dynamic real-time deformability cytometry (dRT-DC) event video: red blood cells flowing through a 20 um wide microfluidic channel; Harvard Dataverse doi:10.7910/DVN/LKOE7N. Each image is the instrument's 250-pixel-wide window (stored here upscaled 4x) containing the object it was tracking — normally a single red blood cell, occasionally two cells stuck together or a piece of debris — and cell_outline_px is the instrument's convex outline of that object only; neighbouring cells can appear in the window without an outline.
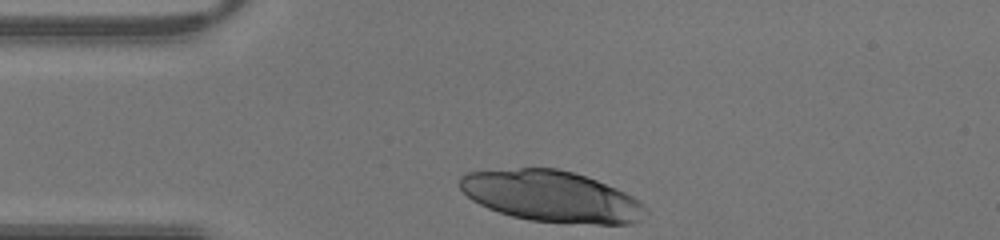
{"species": "human", "species_latin": "Homo sapiens", "temperature_condition": "warm", "stored_images_in_passage": 24, "camera_frame_rate_fps": 3000, "um_per_image_px": 0.085, "donor": {"sex": "male"}, "frame": {"image": 1, "passage_image": 1, "time_ms": 0.0, "image_size_px": [1000, 240], "cell_outline_px": [[648, 212], [640, 220], [632, 224], [568, 224], [528, 220], [512, 216], [488, 208], [472, 200], [460, 188], [460, 176], [468, 172], [520, 168], [556, 168], [572, 172], [596, 180], [616, 188], [640, 200], [648, 208]], "centroid_in_image_um": [46.91, 16.71], "position_along_channel_um": 38.1, "area_um2": 55.6}}
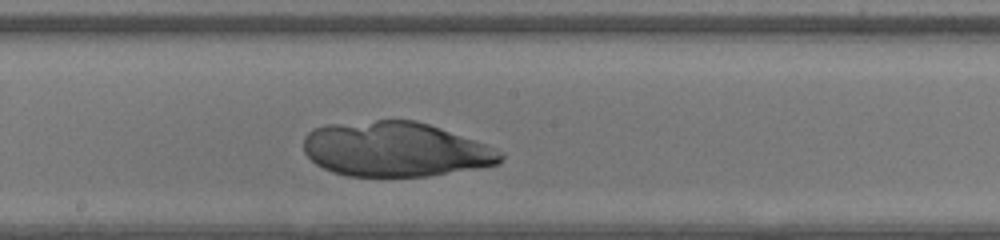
{"frame": {"image": 2, "passage_image": 14, "time_ms": 4.333, "image_size_px": [1000, 240], "cell_outline_px": [[504, 156], [500, 164], [480, 168], [428, 176], [348, 176], [332, 172], [316, 164], [304, 152], [304, 136], [312, 128], [328, 124], [376, 120], [416, 120], [476, 140], [496, 148]], "centroid_in_image_um": [33.61, 12.69], "position_along_channel_um": 214.6, "area_um2": 63.06}}
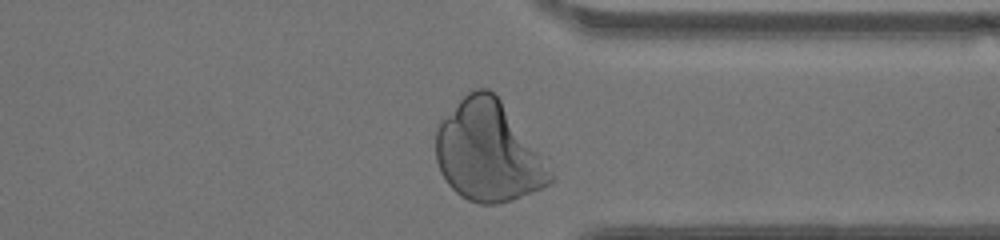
{"frame": {"image": 3, "passage_image": 24, "time_ms": 7.667, "image_size_px": [1000, 240], "cell_outline_px": [[552, 180], [548, 184], [540, 188], [512, 200], [496, 204], [480, 204], [468, 200], [460, 196], [448, 184], [440, 172], [436, 160], [436, 124], [468, 92], [476, 88], [488, 88], [500, 100], [536, 152], [552, 176]], "centroid_in_image_um": [41.38, 12.9], "position_along_channel_um": 370.0, "area_um2": 65.03}}